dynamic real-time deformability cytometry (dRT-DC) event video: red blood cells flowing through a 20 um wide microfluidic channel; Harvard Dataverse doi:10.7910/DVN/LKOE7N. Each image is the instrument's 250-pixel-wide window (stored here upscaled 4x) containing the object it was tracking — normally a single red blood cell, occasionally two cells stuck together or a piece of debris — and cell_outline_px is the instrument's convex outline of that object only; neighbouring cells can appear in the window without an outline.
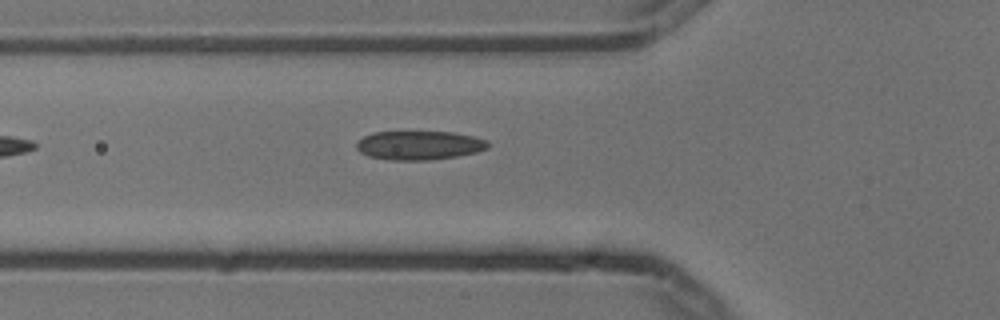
{"species": "common noctule bat (a hibernating species)", "species_latin": "Nyctalus noctula", "temperature_condition": "cold", "stored_images_in_passage": 6, "camera_frame_rate_fps": 3000, "um_per_image_px": 0.085, "animal": {"sex": "male", "body_mass_g": 13.3}, "frame": {"image": 1, "passage_image": 6, "time_ms": 1.667, "image_size_px": [1000, 320], "cell_outline_px": [[488, 148], [476, 152], [456, 156], [428, 160], [392, 160], [368, 156], [360, 152], [356, 148], [356, 144], [364, 136], [372, 132], [452, 132], [472, 136], [488, 140]], "centroid_in_image_um": [35.62, 12.35], "position_along_channel_um": 90.2, "area_um2": 22.02}}